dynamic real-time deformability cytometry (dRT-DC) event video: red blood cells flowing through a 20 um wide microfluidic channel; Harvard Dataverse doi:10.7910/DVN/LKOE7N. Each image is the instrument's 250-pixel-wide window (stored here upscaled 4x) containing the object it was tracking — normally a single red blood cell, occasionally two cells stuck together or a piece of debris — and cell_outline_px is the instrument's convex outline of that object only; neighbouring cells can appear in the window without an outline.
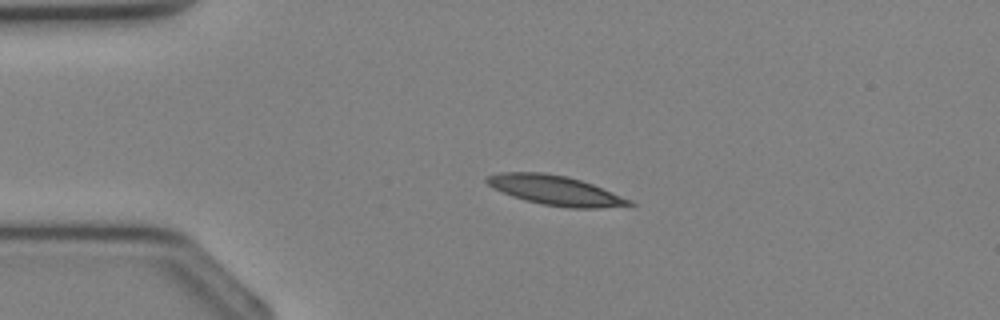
{"species": "Egyptian fruit bat (a non-hibernating species)", "species_latin": "Rousettus aegyptiacus", "temperature_condition": "cold", "stored_images_in_passage": 29, "camera_frame_rate_fps": 3000, "um_per_image_px": 0.085, "animal": {"sex": "female"}, "frame": {"image": 1, "passage_image": 1, "time_ms": 0.0, "image_size_px": [1000, 320], "cell_outline_px": [[636, 204], [600, 208], [568, 208], [544, 204], [524, 200], [512, 196], [492, 188], [484, 180], [484, 176], [500, 172], [544, 172], [568, 176], [592, 184], [632, 200]], "centroid_in_image_um": [47.16, 16.17], "position_along_channel_um": 37.8, "area_um2": 24.62}}
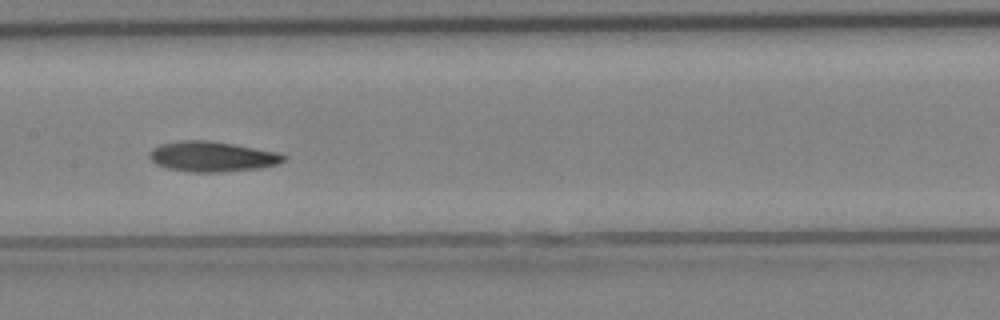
{"frame": {"image": 2, "passage_image": 11, "time_ms": 3.333, "image_size_px": [1000, 320], "cell_outline_px": [[288, 160], [280, 164], [260, 168], [224, 172], [188, 172], [164, 168], [156, 164], [148, 156], [148, 152], [152, 148], [160, 144], [180, 140], [208, 140], [232, 144], [276, 152], [288, 156]], "centroid_in_image_um": [18.03, 13.32], "position_along_channel_um": 189.4, "area_um2": 23.99}}
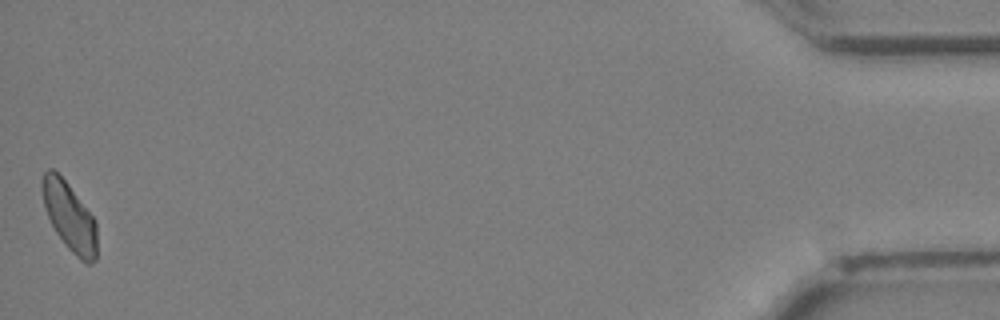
{"frame": {"image": 3, "passage_image": 29, "time_ms": 9.333, "image_size_px": [1000, 320], "cell_outline_px": [[96, 260], [92, 264], [88, 264], [80, 260], [68, 248], [56, 232], [48, 216], [44, 204], [40, 184], [44, 172], [48, 168], [52, 168], [68, 184], [96, 220]], "centroid_in_image_um": [5.91, 18.42], "position_along_channel_um": 429.3, "area_um2": 21.68}}